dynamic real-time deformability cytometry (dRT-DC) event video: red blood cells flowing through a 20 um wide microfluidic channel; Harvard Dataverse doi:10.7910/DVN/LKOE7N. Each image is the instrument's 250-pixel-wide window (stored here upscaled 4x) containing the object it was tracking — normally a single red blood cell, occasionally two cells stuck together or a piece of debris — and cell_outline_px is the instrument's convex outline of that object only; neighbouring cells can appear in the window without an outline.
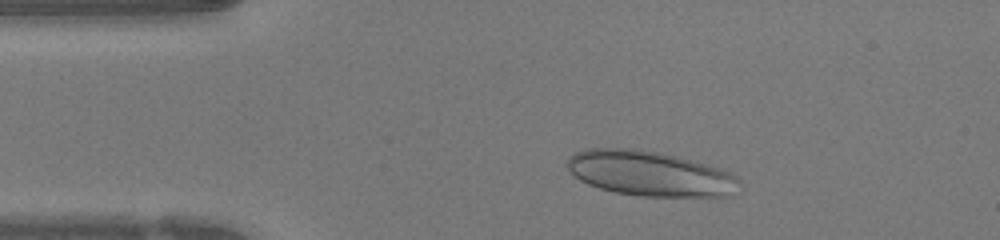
{"species": "human", "species_latin": "Homo sapiens", "temperature_condition": "warm", "stored_images_in_passage": 40, "camera_frame_rate_fps": 3000, "um_per_image_px": 0.085, "donor": {"sex": "female"}, "frame": {"image": 1, "passage_image": 1, "time_ms": 0.0, "image_size_px": [1000, 240], "cell_outline_px": [[740, 180], [728, 196], [640, 196], [616, 192], [600, 188], [588, 184], [580, 180], [564, 164], [568, 156], [576, 152], [588, 148], [628, 148], [656, 152], [676, 156], [692, 160], [728, 172], [736, 176]], "centroid_in_image_um": [55.15, 14.74], "position_along_channel_um": 29.8, "area_um2": 44.51}}
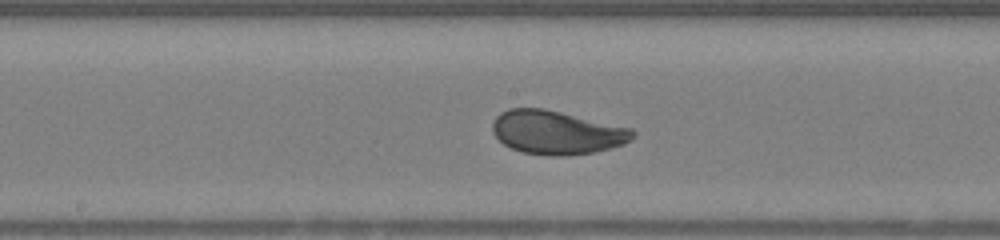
{"frame": {"image": 2, "passage_image": 16, "time_ms": 5.0, "image_size_px": [1000, 240], "cell_outline_px": [[636, 136], [624, 144], [612, 148], [596, 152], [568, 156], [548, 156], [520, 152], [504, 144], [492, 132], [492, 120], [500, 112], [508, 108], [544, 108], [632, 128], [636, 132]], "centroid_in_image_um": [47.33, 11.26], "position_along_channel_um": 200.9, "area_um2": 36.13}}
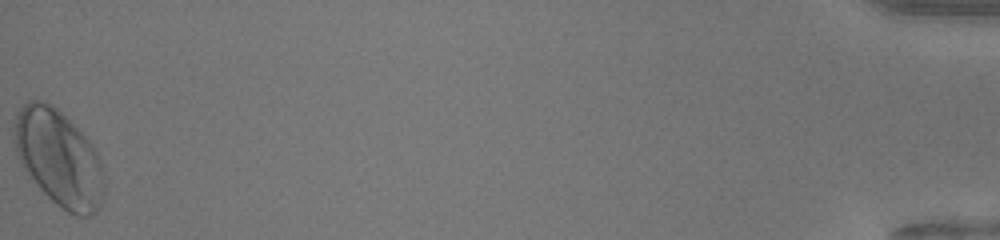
{"frame": {"image": 3, "passage_image": 40, "time_ms": 13.0, "image_size_px": [1000, 240], "cell_outline_px": [[104, 200], [100, 208], [96, 212], [88, 216], [76, 216], [68, 212], [56, 204], [40, 188], [20, 164], [16, 156], [12, 136], [16, 112], [28, 100], [44, 100], [52, 104], [88, 140], [96, 152], [100, 160], [104, 176]], "centroid_in_image_um": [4.98, 13.45], "position_along_channel_um": 430.2, "area_um2": 50.63}}